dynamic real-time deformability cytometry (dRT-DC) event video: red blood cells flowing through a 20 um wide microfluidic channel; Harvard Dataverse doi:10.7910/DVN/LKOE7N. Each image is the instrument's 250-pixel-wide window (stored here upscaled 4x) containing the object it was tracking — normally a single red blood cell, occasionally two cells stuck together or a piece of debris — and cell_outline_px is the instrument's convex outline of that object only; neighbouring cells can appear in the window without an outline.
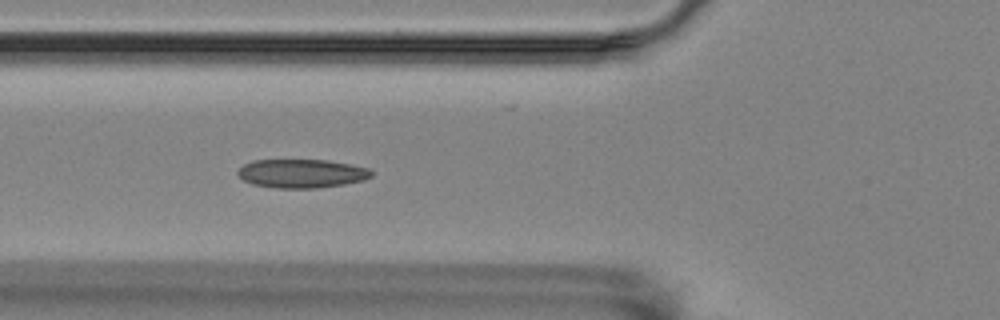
{"species": "Egyptian fruit bat (a non-hibernating species)", "species_latin": "Rousettus aegyptiacus", "temperature_condition": "room temperature", "stored_images_in_passage": 53, "camera_frame_rate_fps": 3000, "um_per_image_px": 0.085, "animal": {"sex": "female"}, "frame": {"image": 1, "passage_image": 17, "time_ms": 5.333, "image_size_px": [1000, 320], "cell_outline_px": [[372, 176], [364, 180], [344, 184], [316, 188], [276, 188], [252, 184], [244, 180], [236, 172], [244, 164], [252, 160], [328, 160], [368, 168], [372, 172]], "centroid_in_image_um": [25.63, 14.75], "position_along_channel_um": 100.2, "area_um2": 22.25}}
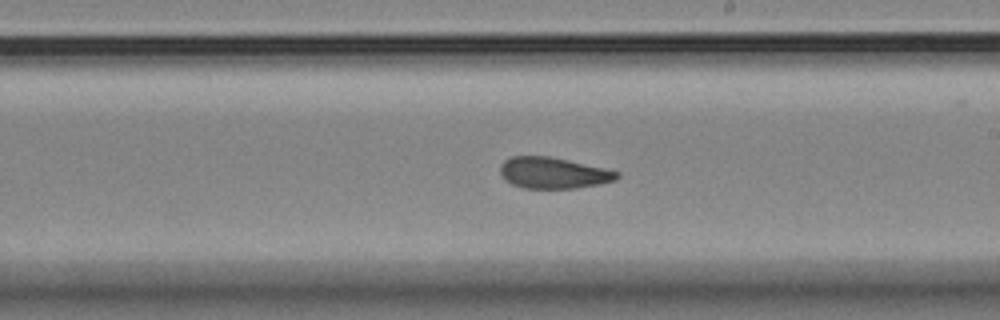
{"frame": {"image": 2, "passage_image": 29, "time_ms": 9.333, "image_size_px": [1000, 320], "cell_outline_px": [[620, 176], [616, 180], [600, 184], [576, 188], [524, 188], [512, 184], [504, 180], [500, 172], [500, 164], [504, 160], [512, 156], [548, 156], [568, 160], [604, 168], [620, 172]], "centroid_in_image_um": [47.02, 14.7], "position_along_channel_um": 242.0, "area_um2": 21.27}}
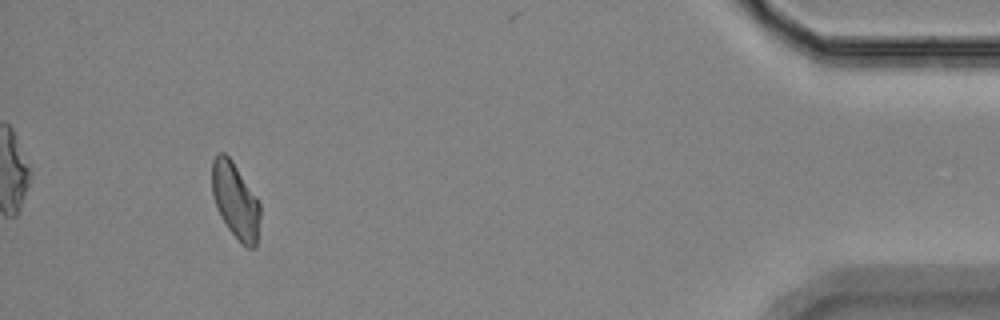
{"frame": {"image": 3, "passage_image": 49, "time_ms": 16.0, "image_size_px": [1000, 320], "cell_outline_px": [[260, 220], [256, 248], [248, 248], [240, 244], [228, 228], [216, 208], [212, 196], [212, 160], [216, 152], [224, 152], [232, 160], [260, 200]], "centroid_in_image_um": [20.02, 17.05], "position_along_channel_um": 415.2, "area_um2": 21.79}, "authors_computed_cell_mechanics": {"area_um2": 21.8484, "velocity_mm_per_s": 3.5357, "shape_relaxation_time_tau1_ms": 8.6157, "shape_relaxation_time_tau2_ms": 2.5866, "deformation_change_tau1": 0.1629, "deformation_change_tau2": 0.0838}}